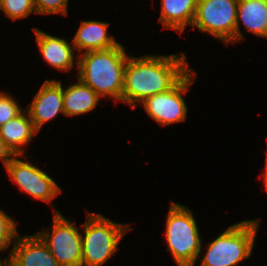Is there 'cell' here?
Segmentation results:
<instances>
[{"label":"cell","instance_id":"6da1fadb","mask_svg":"<svg viewBox=\"0 0 267 266\" xmlns=\"http://www.w3.org/2000/svg\"><path fill=\"white\" fill-rule=\"evenodd\" d=\"M181 54L128 57L121 101L135 108L147 97L173 88L191 70Z\"/></svg>","mask_w":267,"mask_h":266},{"label":"cell","instance_id":"7a4b0ae2","mask_svg":"<svg viewBox=\"0 0 267 266\" xmlns=\"http://www.w3.org/2000/svg\"><path fill=\"white\" fill-rule=\"evenodd\" d=\"M128 57L120 43L110 49L84 52L76 61L78 79L100 97L121 101Z\"/></svg>","mask_w":267,"mask_h":266},{"label":"cell","instance_id":"3957f363","mask_svg":"<svg viewBox=\"0 0 267 266\" xmlns=\"http://www.w3.org/2000/svg\"><path fill=\"white\" fill-rule=\"evenodd\" d=\"M166 221L165 237L169 249L178 266H194L201 257L202 239L193 217L187 207L170 202Z\"/></svg>","mask_w":267,"mask_h":266},{"label":"cell","instance_id":"277c9868","mask_svg":"<svg viewBox=\"0 0 267 266\" xmlns=\"http://www.w3.org/2000/svg\"><path fill=\"white\" fill-rule=\"evenodd\" d=\"M257 220H245L229 226L210 242L200 266H235L252 254Z\"/></svg>","mask_w":267,"mask_h":266},{"label":"cell","instance_id":"5b68a950","mask_svg":"<svg viewBox=\"0 0 267 266\" xmlns=\"http://www.w3.org/2000/svg\"><path fill=\"white\" fill-rule=\"evenodd\" d=\"M82 234V266H101L118 249L129 225L108 220L100 213L88 211Z\"/></svg>","mask_w":267,"mask_h":266},{"label":"cell","instance_id":"8992f818","mask_svg":"<svg viewBox=\"0 0 267 266\" xmlns=\"http://www.w3.org/2000/svg\"><path fill=\"white\" fill-rule=\"evenodd\" d=\"M238 0H198L192 27L222 42L236 43Z\"/></svg>","mask_w":267,"mask_h":266},{"label":"cell","instance_id":"52a82bcc","mask_svg":"<svg viewBox=\"0 0 267 266\" xmlns=\"http://www.w3.org/2000/svg\"><path fill=\"white\" fill-rule=\"evenodd\" d=\"M52 232V233H51ZM37 233L60 266H82V234L56 208L52 231Z\"/></svg>","mask_w":267,"mask_h":266},{"label":"cell","instance_id":"ba28073f","mask_svg":"<svg viewBox=\"0 0 267 266\" xmlns=\"http://www.w3.org/2000/svg\"><path fill=\"white\" fill-rule=\"evenodd\" d=\"M196 73L192 69L171 89L144 99L143 105L147 114L161 126L186 119L188 107L182 94H186L193 83Z\"/></svg>","mask_w":267,"mask_h":266},{"label":"cell","instance_id":"9c48e42d","mask_svg":"<svg viewBox=\"0 0 267 266\" xmlns=\"http://www.w3.org/2000/svg\"><path fill=\"white\" fill-rule=\"evenodd\" d=\"M19 155L6 165L10 180L35 199L50 203L62 191L57 183L43 170L28 161L18 159Z\"/></svg>","mask_w":267,"mask_h":266},{"label":"cell","instance_id":"30bf717a","mask_svg":"<svg viewBox=\"0 0 267 266\" xmlns=\"http://www.w3.org/2000/svg\"><path fill=\"white\" fill-rule=\"evenodd\" d=\"M14 242L1 266H60L37 234L23 237L18 234Z\"/></svg>","mask_w":267,"mask_h":266},{"label":"cell","instance_id":"8fae6325","mask_svg":"<svg viewBox=\"0 0 267 266\" xmlns=\"http://www.w3.org/2000/svg\"><path fill=\"white\" fill-rule=\"evenodd\" d=\"M26 110L38 132L43 124L59 113L65 115L61 81L46 80Z\"/></svg>","mask_w":267,"mask_h":266},{"label":"cell","instance_id":"7c38bea8","mask_svg":"<svg viewBox=\"0 0 267 266\" xmlns=\"http://www.w3.org/2000/svg\"><path fill=\"white\" fill-rule=\"evenodd\" d=\"M36 36V42L44 60L52 67L60 71H69L74 68L75 47L71 46L63 38L51 36L38 28H33Z\"/></svg>","mask_w":267,"mask_h":266},{"label":"cell","instance_id":"4fadbf2b","mask_svg":"<svg viewBox=\"0 0 267 266\" xmlns=\"http://www.w3.org/2000/svg\"><path fill=\"white\" fill-rule=\"evenodd\" d=\"M236 19V42L244 39L239 19L247 32L267 38V0H238Z\"/></svg>","mask_w":267,"mask_h":266},{"label":"cell","instance_id":"5bb4252c","mask_svg":"<svg viewBox=\"0 0 267 266\" xmlns=\"http://www.w3.org/2000/svg\"><path fill=\"white\" fill-rule=\"evenodd\" d=\"M109 23L100 21H82L73 40L72 46L78 51L106 50L119 43L107 33Z\"/></svg>","mask_w":267,"mask_h":266},{"label":"cell","instance_id":"9a60e30c","mask_svg":"<svg viewBox=\"0 0 267 266\" xmlns=\"http://www.w3.org/2000/svg\"><path fill=\"white\" fill-rule=\"evenodd\" d=\"M37 133L26 109L0 127V137L15 155L22 157L25 150L21 148Z\"/></svg>","mask_w":267,"mask_h":266},{"label":"cell","instance_id":"2e32d148","mask_svg":"<svg viewBox=\"0 0 267 266\" xmlns=\"http://www.w3.org/2000/svg\"><path fill=\"white\" fill-rule=\"evenodd\" d=\"M198 0H162L159 21L163 28L182 33L186 25L192 26Z\"/></svg>","mask_w":267,"mask_h":266},{"label":"cell","instance_id":"e0dca14e","mask_svg":"<svg viewBox=\"0 0 267 266\" xmlns=\"http://www.w3.org/2000/svg\"><path fill=\"white\" fill-rule=\"evenodd\" d=\"M100 96L79 79L77 83L63 88V105L66 116L91 112L96 108Z\"/></svg>","mask_w":267,"mask_h":266},{"label":"cell","instance_id":"ac0fdd59","mask_svg":"<svg viewBox=\"0 0 267 266\" xmlns=\"http://www.w3.org/2000/svg\"><path fill=\"white\" fill-rule=\"evenodd\" d=\"M0 10L14 21L27 17L31 12L36 13L34 0H0Z\"/></svg>","mask_w":267,"mask_h":266},{"label":"cell","instance_id":"d6986e66","mask_svg":"<svg viewBox=\"0 0 267 266\" xmlns=\"http://www.w3.org/2000/svg\"><path fill=\"white\" fill-rule=\"evenodd\" d=\"M16 225L15 220L0 209V251L7 249L12 239L16 240L18 236Z\"/></svg>","mask_w":267,"mask_h":266},{"label":"cell","instance_id":"ffe728a7","mask_svg":"<svg viewBox=\"0 0 267 266\" xmlns=\"http://www.w3.org/2000/svg\"><path fill=\"white\" fill-rule=\"evenodd\" d=\"M23 110L10 95L0 92V127L19 115Z\"/></svg>","mask_w":267,"mask_h":266},{"label":"cell","instance_id":"44dd1931","mask_svg":"<svg viewBox=\"0 0 267 266\" xmlns=\"http://www.w3.org/2000/svg\"><path fill=\"white\" fill-rule=\"evenodd\" d=\"M68 0H34L36 14H62L67 16Z\"/></svg>","mask_w":267,"mask_h":266},{"label":"cell","instance_id":"7402d4cb","mask_svg":"<svg viewBox=\"0 0 267 266\" xmlns=\"http://www.w3.org/2000/svg\"><path fill=\"white\" fill-rule=\"evenodd\" d=\"M12 156V157H11ZM16 156L12 150L7 146L4 140L0 137V160L6 165Z\"/></svg>","mask_w":267,"mask_h":266},{"label":"cell","instance_id":"603a6c76","mask_svg":"<svg viewBox=\"0 0 267 266\" xmlns=\"http://www.w3.org/2000/svg\"><path fill=\"white\" fill-rule=\"evenodd\" d=\"M264 184H265V188H266V191H267V168L265 167V174H264Z\"/></svg>","mask_w":267,"mask_h":266},{"label":"cell","instance_id":"cb8c5ba5","mask_svg":"<svg viewBox=\"0 0 267 266\" xmlns=\"http://www.w3.org/2000/svg\"><path fill=\"white\" fill-rule=\"evenodd\" d=\"M265 167L267 168V153H266V166Z\"/></svg>","mask_w":267,"mask_h":266}]
</instances>
